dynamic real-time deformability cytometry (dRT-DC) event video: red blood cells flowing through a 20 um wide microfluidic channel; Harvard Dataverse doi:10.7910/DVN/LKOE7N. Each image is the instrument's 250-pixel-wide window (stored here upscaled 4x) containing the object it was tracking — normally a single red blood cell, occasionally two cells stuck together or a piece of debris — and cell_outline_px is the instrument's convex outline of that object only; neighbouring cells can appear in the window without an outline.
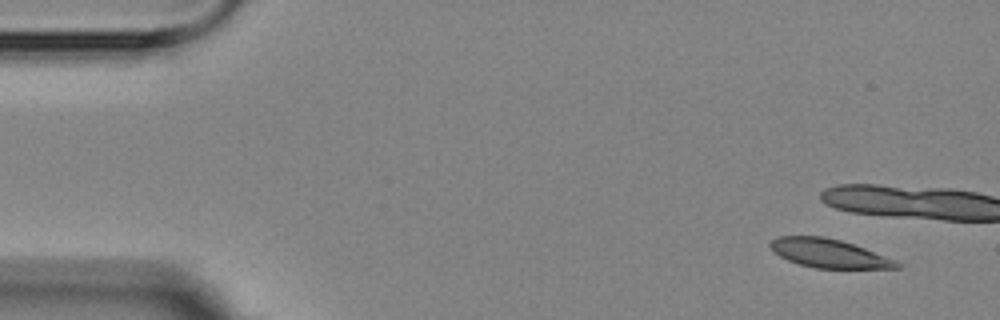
{"species": "Egyptian fruit bat (a non-hibernating species)", "species_latin": "Rousettus aegyptiacus", "temperature_condition": "room temperature", "stored_images_in_passage": 4, "camera_frame_rate_fps": 3000, "um_per_image_px": 0.085, "animal": {"sex": "female"}, "frame": {"image": 1, "passage_image": 1, "time_ms": 0.0, "image_size_px": [1000, 320], "cell_outline_px": [[900, 268], [816, 268], [800, 264], [788, 260], [780, 256], [768, 244], [776, 236], [824, 236], [840, 240], [864, 248], [896, 260], [900, 264]], "centroid_in_image_um": [70.45, 21.53], "position_along_channel_um": 14.6, "area_um2": 20.87}}